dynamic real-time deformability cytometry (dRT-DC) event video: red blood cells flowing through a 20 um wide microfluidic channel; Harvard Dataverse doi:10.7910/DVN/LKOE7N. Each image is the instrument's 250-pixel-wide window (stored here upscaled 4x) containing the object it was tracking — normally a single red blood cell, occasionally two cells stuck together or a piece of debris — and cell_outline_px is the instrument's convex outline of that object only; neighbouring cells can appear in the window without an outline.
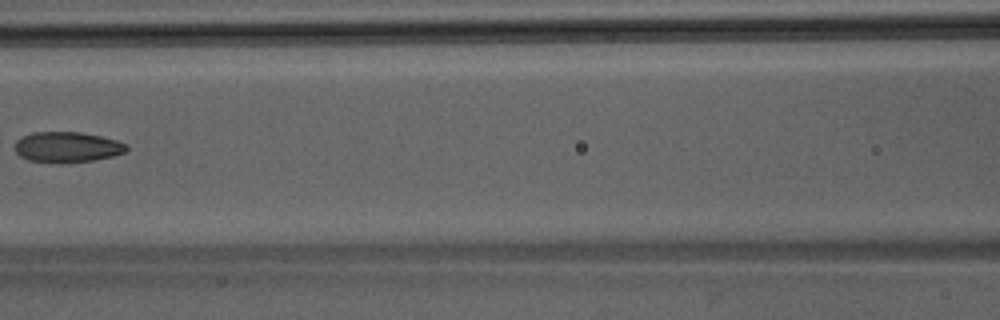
{"species": "Egyptian fruit bat (a non-hibernating species)", "species_latin": "Rousettus aegyptiacus", "temperature_condition": "room temperature", "stored_images_in_passage": 7, "camera_frame_rate_fps": 3000, "um_per_image_px": 0.085, "animal": {"sex": "male"}, "frame": {"image": 1, "passage_image": 7, "time_ms": 2.0, "image_size_px": [1000, 320], "cell_outline_px": [[128, 148], [124, 152], [112, 156], [92, 160], [28, 160], [20, 156], [16, 152], [16, 140], [32, 132], [80, 132], [100, 136], [116, 140], [128, 144]], "centroid_in_image_um": [5.73, 12.45], "position_along_channel_um": 160.9, "area_um2": 18.96}}